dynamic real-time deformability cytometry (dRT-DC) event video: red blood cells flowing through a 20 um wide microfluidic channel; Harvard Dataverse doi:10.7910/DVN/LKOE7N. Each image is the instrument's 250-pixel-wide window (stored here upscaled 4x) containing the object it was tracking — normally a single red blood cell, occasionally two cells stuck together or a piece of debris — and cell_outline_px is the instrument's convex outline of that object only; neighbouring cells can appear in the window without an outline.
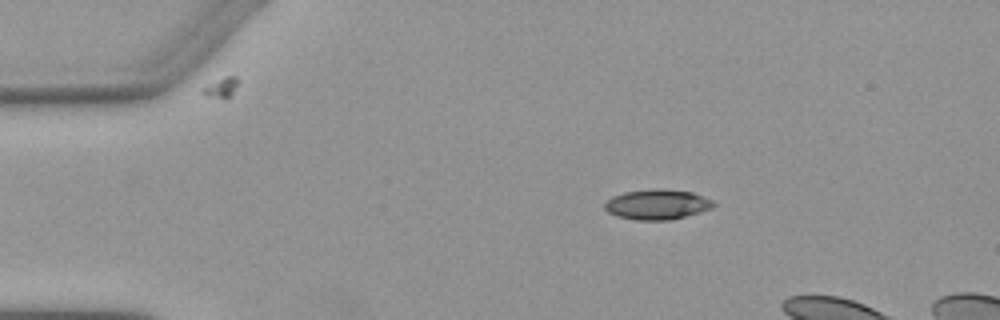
{"species": "Egyptian fruit bat (a non-hibernating species)", "species_latin": "Rousettus aegyptiacus", "temperature_condition": "warm", "stored_images_in_passage": 4, "camera_frame_rate_fps": 3000, "um_per_image_px": 0.085, "animal": {"sex": "female"}, "frame": {"image": 1, "passage_image": 2, "time_ms": 1.333, "image_size_px": [1000, 320], "cell_outline_px": [[716, 204], [712, 208], [672, 220], [636, 220], [616, 216], [608, 212], [604, 208], [604, 204], [612, 196], [624, 192], [652, 188], [660, 188], [692, 192], [712, 200]], "centroid_in_image_um": [55.84, 17.37], "position_along_channel_um": 29.2, "area_um2": 19.19}}